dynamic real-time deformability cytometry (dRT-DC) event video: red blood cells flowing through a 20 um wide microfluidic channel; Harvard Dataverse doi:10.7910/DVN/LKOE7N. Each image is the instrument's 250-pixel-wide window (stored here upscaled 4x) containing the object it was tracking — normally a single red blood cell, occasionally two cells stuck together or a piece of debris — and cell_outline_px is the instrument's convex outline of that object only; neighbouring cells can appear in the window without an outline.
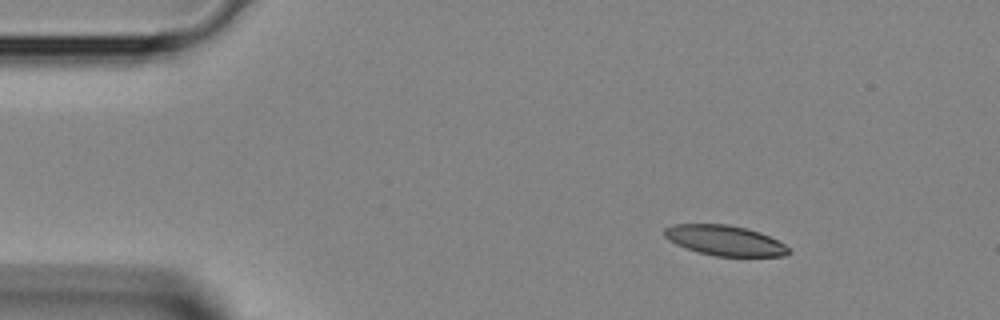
{"species": "Egyptian fruit bat (a non-hibernating species)", "species_latin": "Rousettus aegyptiacus", "temperature_condition": "room temperature", "stored_images_in_passage": 4, "camera_frame_rate_fps": 3000, "um_per_image_px": 0.085, "animal": {"sex": "female"}, "frame": {"image": 1, "passage_image": 1, "time_ms": 0.0, "image_size_px": [1000, 320], "cell_outline_px": [[788, 252], [784, 256], [716, 256], [700, 252], [676, 244], [664, 236], [664, 228], [672, 224], [728, 224], [748, 228], [760, 232], [784, 244], [788, 248]], "centroid_in_image_um": [61.59, 20.42], "position_along_channel_um": 23.4, "area_um2": 21.62}}
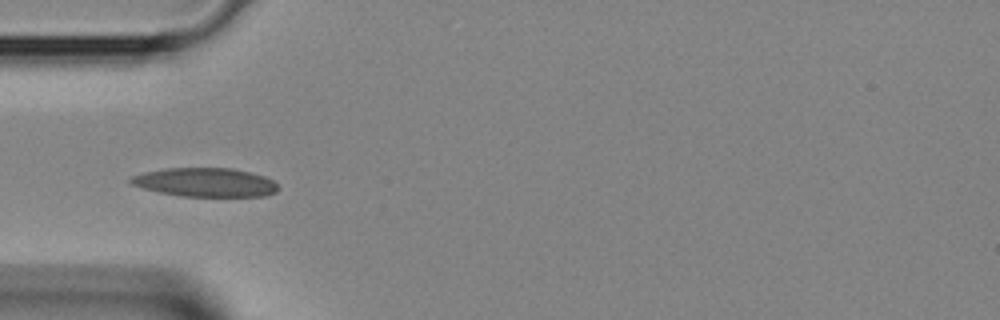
{"frame": {"image": 2, "passage_image": 3, "time_ms": 0.667, "image_size_px": [1000, 320], "cell_outline_px": [[280, 188], [276, 192], [264, 196], [180, 196], [160, 192], [144, 188], [132, 184], [128, 180], [132, 176], [144, 172], [168, 168], [232, 168], [264, 176], [272, 180]], "centroid_in_image_um": [17.46, 15.5], "position_along_channel_um": 67.5, "area_um2": 24.57}}
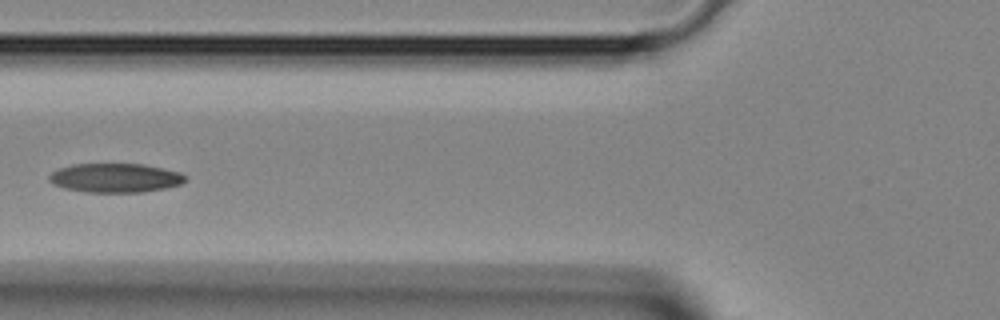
{"frame": {"image": 3, "passage_image": 4, "time_ms": 1.0, "image_size_px": [1000, 320], "cell_outline_px": [[184, 180], [180, 184], [164, 188], [144, 192], [84, 192], [64, 188], [52, 184], [48, 180], [48, 176], [52, 172], [60, 168], [72, 164], [144, 164], [180, 172], [184, 176]], "centroid_in_image_um": [9.74, 15.12], "position_along_channel_um": 116.1, "area_um2": 23.0}}